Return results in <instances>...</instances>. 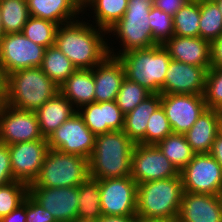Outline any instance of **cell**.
I'll list each match as a JSON object with an SVG mask.
<instances>
[{"label":"cell","mask_w":222,"mask_h":222,"mask_svg":"<svg viewBox=\"0 0 222 222\" xmlns=\"http://www.w3.org/2000/svg\"><path fill=\"white\" fill-rule=\"evenodd\" d=\"M73 222H97L96 220L84 219V218H76Z\"/></svg>","instance_id":"obj_49"},{"label":"cell","mask_w":222,"mask_h":222,"mask_svg":"<svg viewBox=\"0 0 222 222\" xmlns=\"http://www.w3.org/2000/svg\"><path fill=\"white\" fill-rule=\"evenodd\" d=\"M41 70L60 87L76 70V67L56 45L45 49Z\"/></svg>","instance_id":"obj_28"},{"label":"cell","mask_w":222,"mask_h":222,"mask_svg":"<svg viewBox=\"0 0 222 222\" xmlns=\"http://www.w3.org/2000/svg\"><path fill=\"white\" fill-rule=\"evenodd\" d=\"M26 197L21 205L8 215L2 217L0 222H26Z\"/></svg>","instance_id":"obj_44"},{"label":"cell","mask_w":222,"mask_h":222,"mask_svg":"<svg viewBox=\"0 0 222 222\" xmlns=\"http://www.w3.org/2000/svg\"><path fill=\"white\" fill-rule=\"evenodd\" d=\"M13 181L9 146L0 143V187Z\"/></svg>","instance_id":"obj_41"},{"label":"cell","mask_w":222,"mask_h":222,"mask_svg":"<svg viewBox=\"0 0 222 222\" xmlns=\"http://www.w3.org/2000/svg\"><path fill=\"white\" fill-rule=\"evenodd\" d=\"M173 133L165 111L160 105L151 114L146 128V144H157Z\"/></svg>","instance_id":"obj_38"},{"label":"cell","mask_w":222,"mask_h":222,"mask_svg":"<svg viewBox=\"0 0 222 222\" xmlns=\"http://www.w3.org/2000/svg\"><path fill=\"white\" fill-rule=\"evenodd\" d=\"M137 216H102L97 222H136Z\"/></svg>","instance_id":"obj_47"},{"label":"cell","mask_w":222,"mask_h":222,"mask_svg":"<svg viewBox=\"0 0 222 222\" xmlns=\"http://www.w3.org/2000/svg\"><path fill=\"white\" fill-rule=\"evenodd\" d=\"M0 12L5 34L22 33L30 17L27 1L0 0Z\"/></svg>","instance_id":"obj_31"},{"label":"cell","mask_w":222,"mask_h":222,"mask_svg":"<svg viewBox=\"0 0 222 222\" xmlns=\"http://www.w3.org/2000/svg\"><path fill=\"white\" fill-rule=\"evenodd\" d=\"M95 102L115 101L125 79V70L118 57L108 55L93 68Z\"/></svg>","instance_id":"obj_21"},{"label":"cell","mask_w":222,"mask_h":222,"mask_svg":"<svg viewBox=\"0 0 222 222\" xmlns=\"http://www.w3.org/2000/svg\"><path fill=\"white\" fill-rule=\"evenodd\" d=\"M183 193L180 174L138 184L136 216L142 220H177Z\"/></svg>","instance_id":"obj_3"},{"label":"cell","mask_w":222,"mask_h":222,"mask_svg":"<svg viewBox=\"0 0 222 222\" xmlns=\"http://www.w3.org/2000/svg\"><path fill=\"white\" fill-rule=\"evenodd\" d=\"M78 113L95 136L123 130L124 114L116 101L86 104L78 109Z\"/></svg>","instance_id":"obj_19"},{"label":"cell","mask_w":222,"mask_h":222,"mask_svg":"<svg viewBox=\"0 0 222 222\" xmlns=\"http://www.w3.org/2000/svg\"><path fill=\"white\" fill-rule=\"evenodd\" d=\"M28 194L29 186L20 181H13L7 185L1 186L0 219L21 205Z\"/></svg>","instance_id":"obj_36"},{"label":"cell","mask_w":222,"mask_h":222,"mask_svg":"<svg viewBox=\"0 0 222 222\" xmlns=\"http://www.w3.org/2000/svg\"><path fill=\"white\" fill-rule=\"evenodd\" d=\"M134 145L123 131L96 135L94 150L89 158L90 178L99 180L130 176Z\"/></svg>","instance_id":"obj_2"},{"label":"cell","mask_w":222,"mask_h":222,"mask_svg":"<svg viewBox=\"0 0 222 222\" xmlns=\"http://www.w3.org/2000/svg\"><path fill=\"white\" fill-rule=\"evenodd\" d=\"M81 18L59 25L55 45L76 69H93L108 55L107 31ZM106 37V39H105Z\"/></svg>","instance_id":"obj_1"},{"label":"cell","mask_w":222,"mask_h":222,"mask_svg":"<svg viewBox=\"0 0 222 222\" xmlns=\"http://www.w3.org/2000/svg\"><path fill=\"white\" fill-rule=\"evenodd\" d=\"M95 137L77 112L50 134L47 143L51 149L89 160L94 150Z\"/></svg>","instance_id":"obj_12"},{"label":"cell","mask_w":222,"mask_h":222,"mask_svg":"<svg viewBox=\"0 0 222 222\" xmlns=\"http://www.w3.org/2000/svg\"><path fill=\"white\" fill-rule=\"evenodd\" d=\"M204 100L207 108H222V68H210L207 71Z\"/></svg>","instance_id":"obj_39"},{"label":"cell","mask_w":222,"mask_h":222,"mask_svg":"<svg viewBox=\"0 0 222 222\" xmlns=\"http://www.w3.org/2000/svg\"><path fill=\"white\" fill-rule=\"evenodd\" d=\"M180 175L185 192L222 195V167L210 153H195Z\"/></svg>","instance_id":"obj_8"},{"label":"cell","mask_w":222,"mask_h":222,"mask_svg":"<svg viewBox=\"0 0 222 222\" xmlns=\"http://www.w3.org/2000/svg\"><path fill=\"white\" fill-rule=\"evenodd\" d=\"M44 138L36 111L21 110L6 104L0 108V143L12 145Z\"/></svg>","instance_id":"obj_13"},{"label":"cell","mask_w":222,"mask_h":222,"mask_svg":"<svg viewBox=\"0 0 222 222\" xmlns=\"http://www.w3.org/2000/svg\"><path fill=\"white\" fill-rule=\"evenodd\" d=\"M151 93L136 82L130 81L125 77L116 97L117 106L125 115L131 112Z\"/></svg>","instance_id":"obj_35"},{"label":"cell","mask_w":222,"mask_h":222,"mask_svg":"<svg viewBox=\"0 0 222 222\" xmlns=\"http://www.w3.org/2000/svg\"><path fill=\"white\" fill-rule=\"evenodd\" d=\"M8 146L14 181H20L29 186L38 177L49 150L47 139L19 142Z\"/></svg>","instance_id":"obj_14"},{"label":"cell","mask_w":222,"mask_h":222,"mask_svg":"<svg viewBox=\"0 0 222 222\" xmlns=\"http://www.w3.org/2000/svg\"><path fill=\"white\" fill-rule=\"evenodd\" d=\"M222 130V116L218 109L207 108L184 134L195 153H210L216 135Z\"/></svg>","instance_id":"obj_22"},{"label":"cell","mask_w":222,"mask_h":222,"mask_svg":"<svg viewBox=\"0 0 222 222\" xmlns=\"http://www.w3.org/2000/svg\"><path fill=\"white\" fill-rule=\"evenodd\" d=\"M210 68H222V35L210 42Z\"/></svg>","instance_id":"obj_43"},{"label":"cell","mask_w":222,"mask_h":222,"mask_svg":"<svg viewBox=\"0 0 222 222\" xmlns=\"http://www.w3.org/2000/svg\"><path fill=\"white\" fill-rule=\"evenodd\" d=\"M161 105V94L151 93L124 115L123 132L135 143L146 144V128L151 114Z\"/></svg>","instance_id":"obj_25"},{"label":"cell","mask_w":222,"mask_h":222,"mask_svg":"<svg viewBox=\"0 0 222 222\" xmlns=\"http://www.w3.org/2000/svg\"><path fill=\"white\" fill-rule=\"evenodd\" d=\"M4 35H5V33H4L3 25H2L1 12H0V41L4 37Z\"/></svg>","instance_id":"obj_48"},{"label":"cell","mask_w":222,"mask_h":222,"mask_svg":"<svg viewBox=\"0 0 222 222\" xmlns=\"http://www.w3.org/2000/svg\"><path fill=\"white\" fill-rule=\"evenodd\" d=\"M27 6L30 16L58 25L73 22L82 13L80 0H28Z\"/></svg>","instance_id":"obj_23"},{"label":"cell","mask_w":222,"mask_h":222,"mask_svg":"<svg viewBox=\"0 0 222 222\" xmlns=\"http://www.w3.org/2000/svg\"><path fill=\"white\" fill-rule=\"evenodd\" d=\"M200 0H191L173 16V35L199 37Z\"/></svg>","instance_id":"obj_33"},{"label":"cell","mask_w":222,"mask_h":222,"mask_svg":"<svg viewBox=\"0 0 222 222\" xmlns=\"http://www.w3.org/2000/svg\"><path fill=\"white\" fill-rule=\"evenodd\" d=\"M136 222H172V221L142 220L137 218Z\"/></svg>","instance_id":"obj_50"},{"label":"cell","mask_w":222,"mask_h":222,"mask_svg":"<svg viewBox=\"0 0 222 222\" xmlns=\"http://www.w3.org/2000/svg\"><path fill=\"white\" fill-rule=\"evenodd\" d=\"M177 221L222 222V195L184 191Z\"/></svg>","instance_id":"obj_18"},{"label":"cell","mask_w":222,"mask_h":222,"mask_svg":"<svg viewBox=\"0 0 222 222\" xmlns=\"http://www.w3.org/2000/svg\"><path fill=\"white\" fill-rule=\"evenodd\" d=\"M45 49L23 33L5 34L0 41V67L7 75L21 69L40 67Z\"/></svg>","instance_id":"obj_9"},{"label":"cell","mask_w":222,"mask_h":222,"mask_svg":"<svg viewBox=\"0 0 222 222\" xmlns=\"http://www.w3.org/2000/svg\"><path fill=\"white\" fill-rule=\"evenodd\" d=\"M212 1H214L218 5L219 10L222 13V0H212Z\"/></svg>","instance_id":"obj_51"},{"label":"cell","mask_w":222,"mask_h":222,"mask_svg":"<svg viewBox=\"0 0 222 222\" xmlns=\"http://www.w3.org/2000/svg\"><path fill=\"white\" fill-rule=\"evenodd\" d=\"M26 222H56L49 211L44 209L29 194L26 196Z\"/></svg>","instance_id":"obj_40"},{"label":"cell","mask_w":222,"mask_h":222,"mask_svg":"<svg viewBox=\"0 0 222 222\" xmlns=\"http://www.w3.org/2000/svg\"><path fill=\"white\" fill-rule=\"evenodd\" d=\"M210 67H198L171 60L166 71L161 94L204 95L207 71Z\"/></svg>","instance_id":"obj_17"},{"label":"cell","mask_w":222,"mask_h":222,"mask_svg":"<svg viewBox=\"0 0 222 222\" xmlns=\"http://www.w3.org/2000/svg\"><path fill=\"white\" fill-rule=\"evenodd\" d=\"M7 104V74L0 67V108Z\"/></svg>","instance_id":"obj_46"},{"label":"cell","mask_w":222,"mask_h":222,"mask_svg":"<svg viewBox=\"0 0 222 222\" xmlns=\"http://www.w3.org/2000/svg\"><path fill=\"white\" fill-rule=\"evenodd\" d=\"M222 35V13L212 0H200L199 37L214 41Z\"/></svg>","instance_id":"obj_32"},{"label":"cell","mask_w":222,"mask_h":222,"mask_svg":"<svg viewBox=\"0 0 222 222\" xmlns=\"http://www.w3.org/2000/svg\"><path fill=\"white\" fill-rule=\"evenodd\" d=\"M180 172L155 144H135L131 178L138 184L178 176Z\"/></svg>","instance_id":"obj_11"},{"label":"cell","mask_w":222,"mask_h":222,"mask_svg":"<svg viewBox=\"0 0 222 222\" xmlns=\"http://www.w3.org/2000/svg\"><path fill=\"white\" fill-rule=\"evenodd\" d=\"M161 106L173 133L178 134H185L207 109L204 95L192 94H161Z\"/></svg>","instance_id":"obj_15"},{"label":"cell","mask_w":222,"mask_h":222,"mask_svg":"<svg viewBox=\"0 0 222 222\" xmlns=\"http://www.w3.org/2000/svg\"><path fill=\"white\" fill-rule=\"evenodd\" d=\"M59 91L79 109L95 102L93 69H76L59 87Z\"/></svg>","instance_id":"obj_26"},{"label":"cell","mask_w":222,"mask_h":222,"mask_svg":"<svg viewBox=\"0 0 222 222\" xmlns=\"http://www.w3.org/2000/svg\"><path fill=\"white\" fill-rule=\"evenodd\" d=\"M78 218L98 221L102 216L99 181L88 178L79 185Z\"/></svg>","instance_id":"obj_30"},{"label":"cell","mask_w":222,"mask_h":222,"mask_svg":"<svg viewBox=\"0 0 222 222\" xmlns=\"http://www.w3.org/2000/svg\"><path fill=\"white\" fill-rule=\"evenodd\" d=\"M191 0H154L153 6L161 11L174 16L184 5Z\"/></svg>","instance_id":"obj_42"},{"label":"cell","mask_w":222,"mask_h":222,"mask_svg":"<svg viewBox=\"0 0 222 222\" xmlns=\"http://www.w3.org/2000/svg\"><path fill=\"white\" fill-rule=\"evenodd\" d=\"M210 154L222 167V130L216 135Z\"/></svg>","instance_id":"obj_45"},{"label":"cell","mask_w":222,"mask_h":222,"mask_svg":"<svg viewBox=\"0 0 222 222\" xmlns=\"http://www.w3.org/2000/svg\"><path fill=\"white\" fill-rule=\"evenodd\" d=\"M129 0H84L82 2V14L87 12L89 8L93 11L92 24L108 31L114 24H116L124 15ZM85 10V11H84ZM95 13V14H94Z\"/></svg>","instance_id":"obj_27"},{"label":"cell","mask_w":222,"mask_h":222,"mask_svg":"<svg viewBox=\"0 0 222 222\" xmlns=\"http://www.w3.org/2000/svg\"><path fill=\"white\" fill-rule=\"evenodd\" d=\"M162 46L171 60H177L198 67H210V42L201 37L173 35Z\"/></svg>","instance_id":"obj_20"},{"label":"cell","mask_w":222,"mask_h":222,"mask_svg":"<svg viewBox=\"0 0 222 222\" xmlns=\"http://www.w3.org/2000/svg\"><path fill=\"white\" fill-rule=\"evenodd\" d=\"M29 195L49 211L56 222H73L78 217L79 186L63 188L29 186Z\"/></svg>","instance_id":"obj_16"},{"label":"cell","mask_w":222,"mask_h":222,"mask_svg":"<svg viewBox=\"0 0 222 222\" xmlns=\"http://www.w3.org/2000/svg\"><path fill=\"white\" fill-rule=\"evenodd\" d=\"M59 25L49 20L30 16L25 23L22 33L35 44L45 48L55 45Z\"/></svg>","instance_id":"obj_34"},{"label":"cell","mask_w":222,"mask_h":222,"mask_svg":"<svg viewBox=\"0 0 222 222\" xmlns=\"http://www.w3.org/2000/svg\"><path fill=\"white\" fill-rule=\"evenodd\" d=\"M89 177V160L87 158L49 148L38 177L29 186L75 187Z\"/></svg>","instance_id":"obj_7"},{"label":"cell","mask_w":222,"mask_h":222,"mask_svg":"<svg viewBox=\"0 0 222 222\" xmlns=\"http://www.w3.org/2000/svg\"><path fill=\"white\" fill-rule=\"evenodd\" d=\"M156 145L179 172L189 164L195 155L184 134L171 133Z\"/></svg>","instance_id":"obj_29"},{"label":"cell","mask_w":222,"mask_h":222,"mask_svg":"<svg viewBox=\"0 0 222 222\" xmlns=\"http://www.w3.org/2000/svg\"><path fill=\"white\" fill-rule=\"evenodd\" d=\"M59 92V87L40 67L21 69L7 75V104L37 111Z\"/></svg>","instance_id":"obj_4"},{"label":"cell","mask_w":222,"mask_h":222,"mask_svg":"<svg viewBox=\"0 0 222 222\" xmlns=\"http://www.w3.org/2000/svg\"><path fill=\"white\" fill-rule=\"evenodd\" d=\"M125 77L136 82L150 93L161 94L171 57L162 44L151 48L136 49L118 56Z\"/></svg>","instance_id":"obj_6"},{"label":"cell","mask_w":222,"mask_h":222,"mask_svg":"<svg viewBox=\"0 0 222 222\" xmlns=\"http://www.w3.org/2000/svg\"><path fill=\"white\" fill-rule=\"evenodd\" d=\"M153 1L129 0L123 17L107 31L110 36L113 34L111 37H117L115 40H120V48H123L116 53L115 47L108 43L109 55L118 57L131 50L146 49L157 45L152 38L148 18Z\"/></svg>","instance_id":"obj_5"},{"label":"cell","mask_w":222,"mask_h":222,"mask_svg":"<svg viewBox=\"0 0 222 222\" xmlns=\"http://www.w3.org/2000/svg\"><path fill=\"white\" fill-rule=\"evenodd\" d=\"M148 18L150 19L149 25L152 38L157 44H163L167 39L173 36V16L153 6Z\"/></svg>","instance_id":"obj_37"},{"label":"cell","mask_w":222,"mask_h":222,"mask_svg":"<svg viewBox=\"0 0 222 222\" xmlns=\"http://www.w3.org/2000/svg\"><path fill=\"white\" fill-rule=\"evenodd\" d=\"M98 181L104 216H136L137 183L131 176Z\"/></svg>","instance_id":"obj_10"},{"label":"cell","mask_w":222,"mask_h":222,"mask_svg":"<svg viewBox=\"0 0 222 222\" xmlns=\"http://www.w3.org/2000/svg\"><path fill=\"white\" fill-rule=\"evenodd\" d=\"M77 112L78 109L59 91L36 111L43 137L48 138L52 132Z\"/></svg>","instance_id":"obj_24"}]
</instances>
